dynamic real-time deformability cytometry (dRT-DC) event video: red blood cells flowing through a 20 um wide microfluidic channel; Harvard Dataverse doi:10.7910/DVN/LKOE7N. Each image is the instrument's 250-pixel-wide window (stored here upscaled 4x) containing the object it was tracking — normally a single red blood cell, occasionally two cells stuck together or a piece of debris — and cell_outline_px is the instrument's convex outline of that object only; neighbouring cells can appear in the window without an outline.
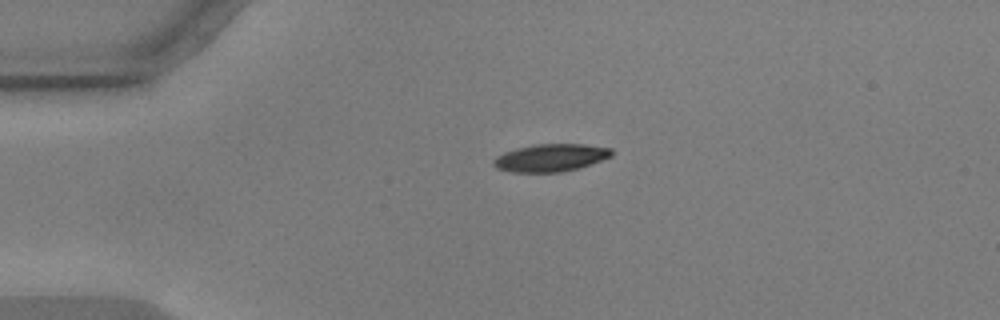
{"species": "common noctule bat (a hibernating species)", "species_latin": "Nyctalus noctula", "temperature_condition": "warm", "stored_images_in_passage": 10, "camera_frame_rate_fps": 3000, "um_per_image_px": 0.085, "animal": {"sex": "male", "body_mass_g": 17.9, "forearm_length_mm": 54.2}, "frame": {"image": 1, "passage_image": 1, "time_ms": 0.0, "image_size_px": [1000, 320], "cell_outline_px": [[612, 156], [580, 168], [564, 172], [512, 172], [496, 168], [492, 164], [492, 160], [496, 156], [504, 152], [516, 148], [536, 144], [584, 144], [612, 148]], "centroid_in_image_um": [46.79, 13.41], "position_along_channel_um": 38.2, "area_um2": 19.13}}
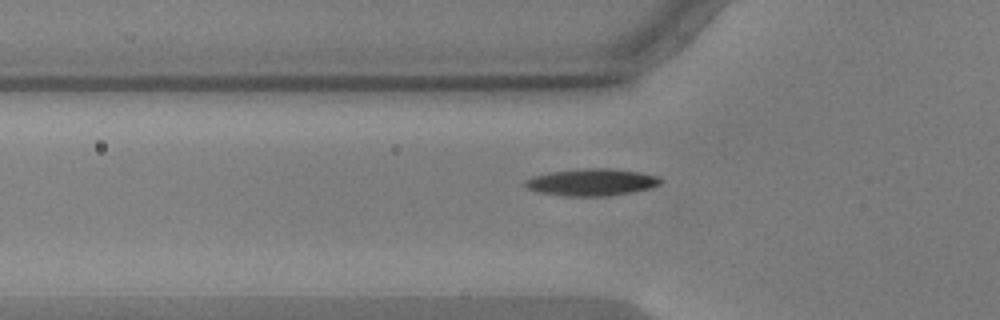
{"frame": {"image": 2, "passage_image": 7, "time_ms": 2.0, "image_size_px": [1000, 320], "cell_outline_px": [[660, 184], [652, 188], [632, 192], [608, 196], [564, 196], [536, 192], [524, 188], [524, 180], [532, 176], [548, 172], [576, 168], [612, 168], [640, 172], [656, 176], [660, 180]], "centroid_in_image_um": [50.21, 15.48], "position_along_channel_um": 75.6, "area_um2": 21.73}}